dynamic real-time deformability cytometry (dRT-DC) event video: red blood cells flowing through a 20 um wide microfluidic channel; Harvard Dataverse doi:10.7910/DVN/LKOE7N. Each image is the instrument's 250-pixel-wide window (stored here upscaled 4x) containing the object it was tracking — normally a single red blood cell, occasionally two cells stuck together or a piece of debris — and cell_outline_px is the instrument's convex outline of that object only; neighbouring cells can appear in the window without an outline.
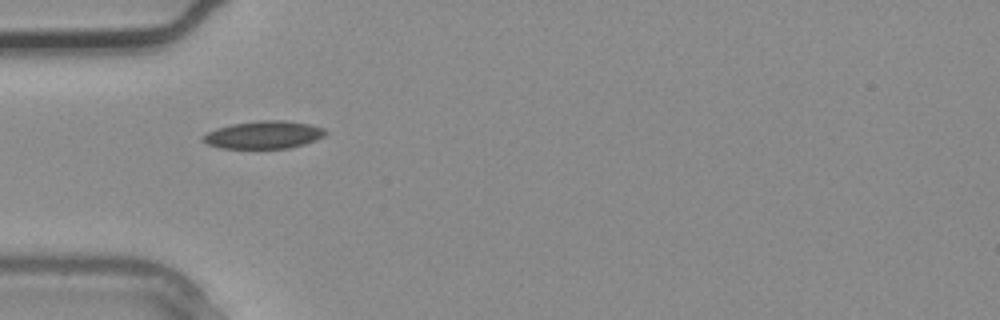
{"species": "common noctule bat (a hibernating species)", "species_latin": "Nyctalus noctula", "temperature_condition": "warm", "stored_images_in_passage": 2, "camera_frame_rate_fps": 3000, "um_per_image_px": 0.085, "animal": {"sex": "male", "body_mass_g": 20.4}, "frame": {"image": 1, "passage_image": 2, "time_ms": 0.333, "image_size_px": [1000, 320], "cell_outline_px": [[328, 132], [324, 136], [316, 140], [304, 144], [288, 148], [220, 148], [208, 144], [200, 140], [200, 136], [216, 128], [232, 124], [260, 120], [284, 120], [308, 124], [324, 128]], "centroid_in_image_um": [22.39, 11.46], "position_along_channel_um": 62.6, "area_um2": 19.83}}